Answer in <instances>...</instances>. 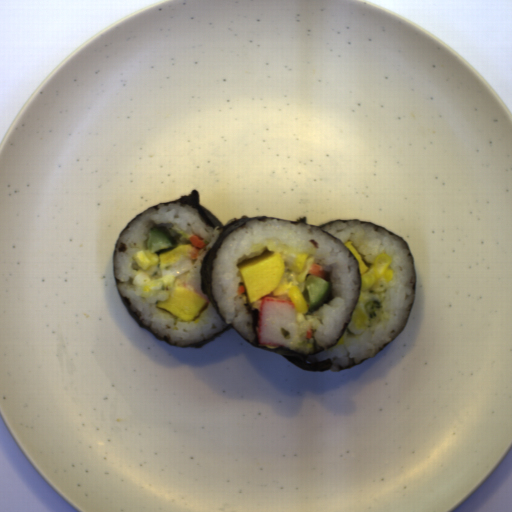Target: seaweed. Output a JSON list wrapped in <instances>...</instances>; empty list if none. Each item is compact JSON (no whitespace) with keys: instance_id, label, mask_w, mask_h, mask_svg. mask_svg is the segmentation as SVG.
Wrapping results in <instances>:
<instances>
[{"instance_id":"1","label":"seaweed","mask_w":512,"mask_h":512,"mask_svg":"<svg viewBox=\"0 0 512 512\" xmlns=\"http://www.w3.org/2000/svg\"><path fill=\"white\" fill-rule=\"evenodd\" d=\"M172 204H180L181 207H185L186 206V207L194 208L196 210V212L198 213V215L200 216L201 221H203L204 224L207 227H209L211 229H215L216 227L219 226L217 230H222V233L220 234V236L216 240V242L213 245V247L209 248V249H206L208 252L205 255V257L203 258V260H202V267L200 269V275H201L200 284H201L202 291L209 296V298H210L214 308L216 309V311L218 313L219 318L225 323L226 327H224L220 332H217V333H215L214 335H212L210 337L204 338L203 341L190 343V344H187L185 346H181V345L177 344V342H175L173 344V343H171L170 338L168 336L160 337L157 333L152 332L151 325L145 326L143 324V319L141 320V312L136 310L135 308H133V306L131 304V301H130V298L124 296L120 292L118 284H122L123 282H121L116 277L117 254H118V252H123V251H126V249H127V245L122 241V237H123L126 229H128L130 227L131 223L133 221H135L139 216H142L143 214H145V213H147V212H149V211H151L153 209L159 210V208L161 206L172 205ZM252 220H257V221L278 220V221H281V222H284V223H291V224H294V225H304V226H307L309 228L310 233H313L314 231L324 232L334 242L339 243L343 248L346 249L348 257L349 258H353L354 261L358 265V279L355 282L356 286L358 287L357 288V298H356L354 309L350 313V320L352 318L353 312H354L355 307H356L357 302H358V298H359L360 293H361V275H360V270H359V264H358L357 259L354 257L353 253L351 252V250L349 248L345 247L344 244L341 241L336 239L334 236H332L327 231H322V228L325 227L326 225H329V224H332V223H335V222H339V221L342 222V223H348L349 221H354V222H360L362 224H369L374 229V231H377V230L380 229V230L384 231L385 233L400 239L402 241V243L405 245V247L407 248V250L409 251L408 256L410 257L411 262H412V275L410 277V283L413 284V299L411 300V303L408 306L409 313H408V316L406 318V321H405L404 326L401 329V331L399 333H397L394 337H392L389 340V342H384L383 343V347H379L378 348V352H376L374 355L367 356V357H365V358H363V359H361V360H359L357 362L354 361L353 358H352L351 362L347 366H339L338 369L331 370V368H332L331 359L327 358L325 360L318 361V359H317L315 354H319L321 352H324V351H326L328 349H331V348L335 347L337 341L339 340V338H341L342 334L347 329V327H348V325L350 323V320H349V322H346L345 325L342 327L341 333L338 336L337 340L333 344H327V348H323V347L318 345V343L314 339L313 333H311L312 337H309V340H308V350H307V353L306 352H302L300 349H297L295 351H290V350H288L285 347L270 346V345H259V344H257L258 339L256 337V328H255V326H258V309L250 310V305L247 304V303H244V301H243V294L241 293L240 298H241L242 304H243L244 308L247 310V315L251 316V326H252V332H253V335H254L253 341L245 338L243 335H241L240 331L235 326V324L230 322V321H227L226 317L223 316V314H222V312H221V310L219 308V305L217 303V300H216L215 296L212 293L211 273H212L213 264H214V260L216 258L217 252H218L220 246L223 244V242L227 239V237L229 235H231L235 231L241 229L242 227H246L247 222H250ZM113 269H114L115 286H116L118 295H119V297H120L124 307L126 308L128 313L130 314L132 319L142 329H147L159 341L165 342L168 345H170L171 347H176V348H194V349H198L199 350V349H202L208 343L217 340V337H222L224 332L230 330L231 328H234L236 333L243 340H245L248 344H250L252 347H255V348L267 351V352H274V353L280 354L281 356H283L285 359L290 361L295 366L299 367L302 370L308 371V372H326V371L340 372V371L345 370V369H351V368H353V367L363 363L364 361L368 360L369 358H373V357L377 356L381 351H383L384 348L388 347V345L393 340H395L400 335V333L406 328L408 320H409L410 315H411V311H412L413 305H414V301H415V298H416V285H417L415 257L413 256V254L410 251V245L406 242V240H404L400 236L392 233L390 230L386 229L384 226H381V225H378L377 223H373V222H369V221H360L358 218H341L339 220L322 222L320 225H314V224L307 223V215H303L300 218H296L295 220H291V219H285V218L266 217L265 215L264 216L248 217L245 214L241 215L239 218L234 217L233 219H231L230 222H227L224 225L215 214H213L212 212L207 210L205 208V206H202L201 200H200L199 191H197L196 189H193L192 191H190L188 193V195H181L180 199H177V200H174V201H171V202L159 203L158 205L152 206V207L144 210L143 212H141L140 214H138L134 218H132L129 221V223L124 227V229L121 231V233L119 234V236H118V238H117V240H116V242L114 244V248H113Z\"/></svg>"}]
</instances>
